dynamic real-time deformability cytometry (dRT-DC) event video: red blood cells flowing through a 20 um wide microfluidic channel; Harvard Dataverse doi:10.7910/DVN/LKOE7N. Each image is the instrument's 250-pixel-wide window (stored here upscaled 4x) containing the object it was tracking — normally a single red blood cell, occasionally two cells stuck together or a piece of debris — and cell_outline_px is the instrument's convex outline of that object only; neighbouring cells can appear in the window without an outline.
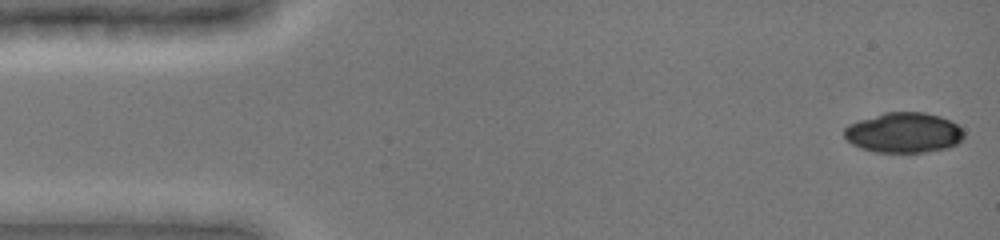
{"species": "common noctule bat (a hibernating species)", "species_latin": "Nyctalus noctula", "temperature_condition": "cold", "stored_images_in_passage": 47, "camera_frame_rate_fps": 3000, "um_per_image_px": 0.085, "animal": {"sex": "female", "body_mass_g": 19.0, "forearm_length_mm": 51.5}, "frame": {"image": 1, "passage_image": 1, "time_ms": 0.0, "image_size_px": [1000, 240], "cell_outline_px": [[964, 136], [956, 144], [948, 148], [924, 152], [876, 152], [860, 148], [852, 144], [844, 136], [844, 128], [848, 124], [884, 112], [924, 112], [940, 116], [956, 124], [964, 132]], "centroid_in_image_um": [76.8, 11.28], "position_along_channel_um": 8.2, "area_um2": 27.98}}